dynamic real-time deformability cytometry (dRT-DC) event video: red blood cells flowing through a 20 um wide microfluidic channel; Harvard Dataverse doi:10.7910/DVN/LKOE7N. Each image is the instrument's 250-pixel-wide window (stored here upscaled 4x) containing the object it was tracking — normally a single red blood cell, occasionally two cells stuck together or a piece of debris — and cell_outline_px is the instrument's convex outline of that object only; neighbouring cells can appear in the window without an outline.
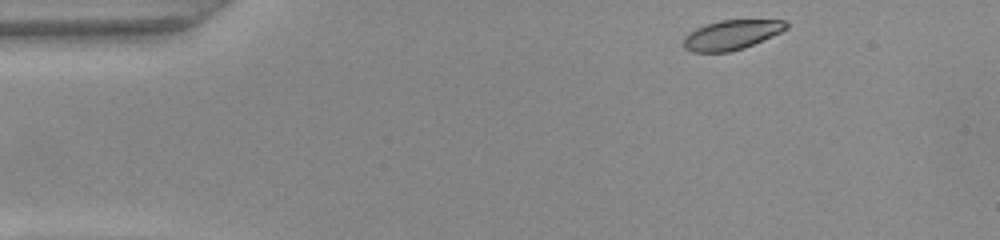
{"species": "common noctule bat (a hibernating species)", "species_latin": "Nyctalus noctula", "temperature_condition": "warm", "stored_images_in_passage": 45, "camera_frame_rate_fps": 3000, "um_per_image_px": 0.085, "animal": {"sex": "female", "body_mass_g": 22.0, "forearm_length_mm": 56.7}, "frame": {"image": 1, "passage_image": 1, "time_ms": 0.0, "image_size_px": [1000, 240], "cell_outline_px": [[788, 28], [780, 32], [744, 48], [728, 52], [692, 52], [684, 48], [684, 36], [688, 32], [704, 24], [720, 20], [784, 20], [788, 24]], "centroid_in_image_um": [62.14, 2.96], "position_along_channel_um": 22.9, "area_um2": 17.69}}
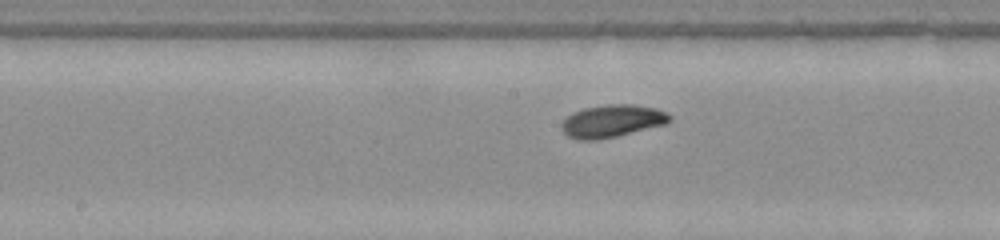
{"frame": {"image": 2, "passage_image": 20, "time_ms": 6.333, "image_size_px": [1000, 240], "cell_outline_px": [[672, 120], [668, 124], [616, 136], [596, 140], [576, 140], [568, 136], [560, 128], [560, 124], [572, 112], [584, 108], [608, 104], [632, 104], [656, 108], [672, 116]], "centroid_in_image_um": [52.03, 10.29], "position_along_channel_um": 196.2, "area_um2": 20.63}}
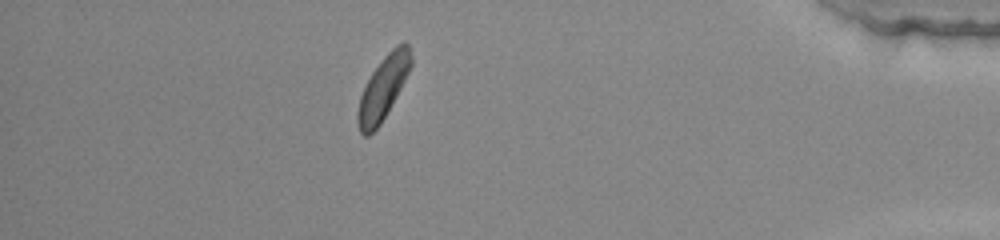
{"frame": {"image": 3, "passage_image": 39, "time_ms": 12.667, "image_size_px": [1000, 240], "cell_outline_px": [[412, 64], [400, 88], [380, 124], [368, 136], [364, 136], [360, 132], [356, 120], [356, 112], [360, 96], [372, 72], [384, 56], [396, 44], [404, 40], [408, 44], [412, 56]], "centroid_in_image_um": [32.55, 7.45], "position_along_channel_um": 402.6, "area_um2": 19.36}, "authors_computed_cell_mechanics": {"area_um2": 19.4786, "velocity_mm_per_s": 3.9818, "shape_relaxation_time_tau1_ms": 1.6028, "shape_relaxation_time_tau2_ms": null, "deformation_change_tau1": 0.0938, "deformation_change_tau2": null}}